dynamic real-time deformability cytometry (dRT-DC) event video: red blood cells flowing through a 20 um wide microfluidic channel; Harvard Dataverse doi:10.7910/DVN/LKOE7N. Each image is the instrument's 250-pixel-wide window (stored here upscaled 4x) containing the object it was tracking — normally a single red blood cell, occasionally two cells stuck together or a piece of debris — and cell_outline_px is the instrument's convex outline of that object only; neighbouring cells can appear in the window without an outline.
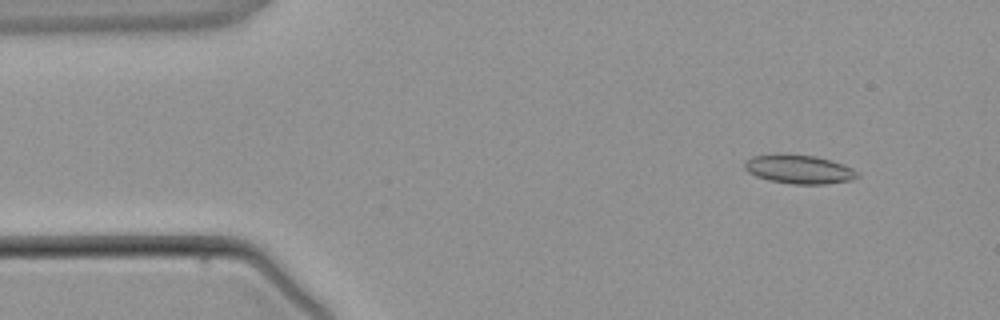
{"species": "common noctule bat (a hibernating species)", "species_latin": "Nyctalus noctula", "temperature_condition": "warm", "stored_images_in_passage": 4, "camera_frame_rate_fps": 3000, "um_per_image_px": 0.085, "animal": {"sex": "male", "body_mass_g": 21.5, "forearm_length_mm": 52.0}, "frame": {"image": 1, "passage_image": 2, "time_ms": 1.333, "image_size_px": [1000, 320], "cell_outline_px": [[860, 176], [852, 180], [824, 184], [792, 184], [768, 180], [756, 176], [748, 172], [744, 168], [744, 164], [752, 156], [816, 156], [832, 160], [844, 164], [852, 168]], "centroid_in_image_um": [67.97, 14.43], "position_along_channel_um": 17.0, "area_um2": 18.38}}
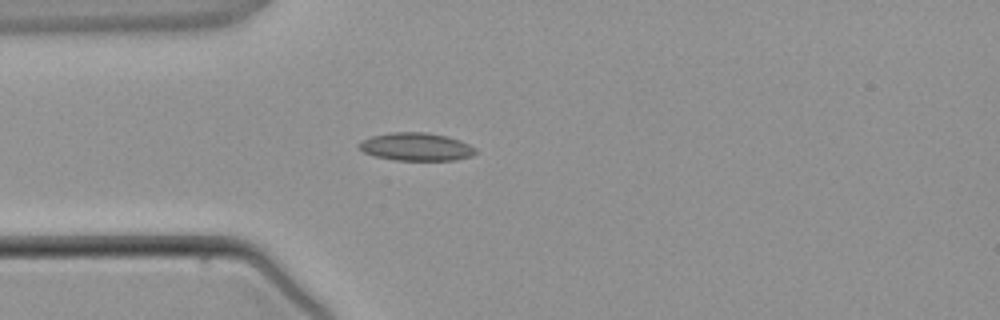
{"frame": {"image": 2, "passage_image": 4, "time_ms": 3.667, "image_size_px": [1000, 320], "cell_outline_px": [[476, 152], [472, 156], [452, 160], [396, 160], [376, 156], [364, 152], [360, 148], [360, 144], [364, 140], [372, 136], [392, 132], [424, 132], [448, 136], [460, 140], [476, 148]], "centroid_in_image_um": [35.42, 12.47], "position_along_channel_um": 49.6, "area_um2": 18.73}}